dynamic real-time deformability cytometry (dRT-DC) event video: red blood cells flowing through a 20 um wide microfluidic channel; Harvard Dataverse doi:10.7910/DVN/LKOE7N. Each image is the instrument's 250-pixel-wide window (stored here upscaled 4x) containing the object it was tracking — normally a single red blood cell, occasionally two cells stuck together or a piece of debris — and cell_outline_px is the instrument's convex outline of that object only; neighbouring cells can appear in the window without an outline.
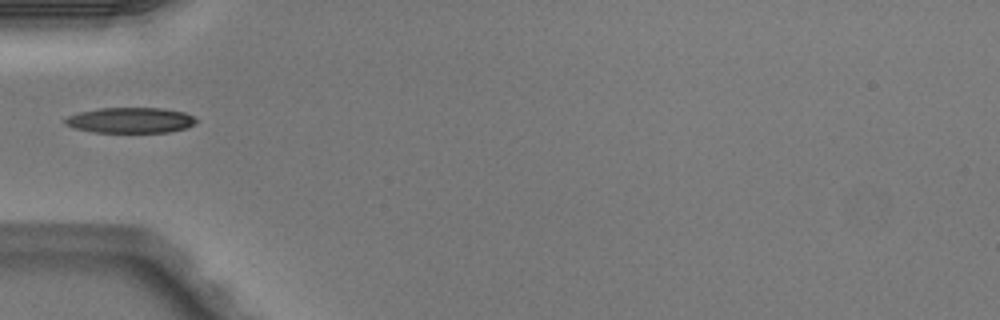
{"species": "Egyptian fruit bat (a non-hibernating species)", "species_latin": "Rousettus aegyptiacus", "temperature_condition": "warm", "stored_images_in_passage": 6, "camera_frame_rate_fps": 3000, "um_per_image_px": 0.085, "animal": {"sex": "male"}, "frame": {"image": 1, "passage_image": 6, "time_ms": 1.667, "image_size_px": [1000, 320], "cell_outline_px": [[196, 120], [192, 124], [184, 128], [168, 132], [92, 132], [76, 128], [64, 124], [64, 120], [68, 116], [80, 112], [100, 108], [160, 108], [184, 112], [192, 116]], "centroid_in_image_um": [11.04, 10.22], "position_along_channel_um": 74.0, "area_um2": 19.19}}